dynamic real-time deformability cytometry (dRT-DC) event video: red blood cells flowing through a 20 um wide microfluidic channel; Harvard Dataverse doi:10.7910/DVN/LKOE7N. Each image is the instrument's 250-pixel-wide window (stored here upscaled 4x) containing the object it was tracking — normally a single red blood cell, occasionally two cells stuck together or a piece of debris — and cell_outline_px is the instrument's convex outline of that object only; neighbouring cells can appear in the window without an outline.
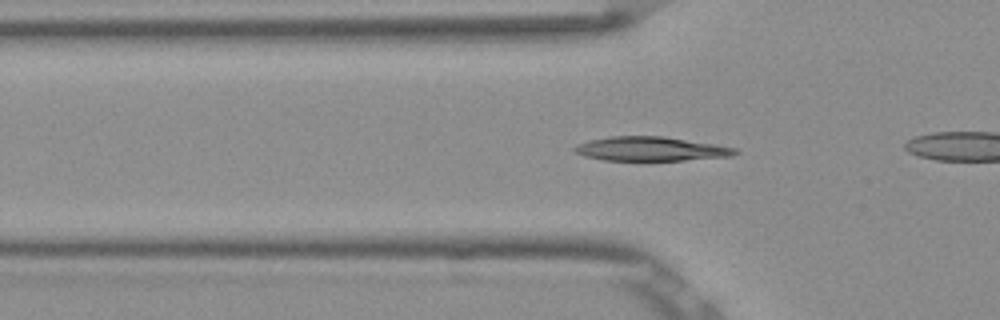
{"species": "Egyptian fruit bat (a non-hibernating species)", "species_latin": "Rousettus aegyptiacus", "temperature_condition": "room temperature", "stored_images_in_passage": 42, "camera_frame_rate_fps": 3000, "um_per_image_px": 0.085, "frame": {"image": 1, "passage_image": 11, "time_ms": 3.333, "image_size_px": [1000, 320], "cell_outline_px": [[740, 152], [732, 156], [684, 160], [604, 160], [584, 156], [572, 152], [572, 148], [588, 140], [608, 136], [664, 136], [736, 148]], "centroid_in_image_um": [55.28, 12.65], "position_along_channel_um": 70.5, "area_um2": 22.54}}
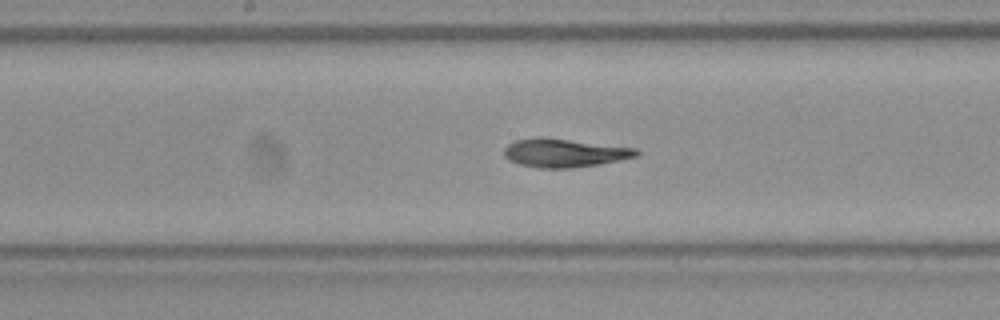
{"frame": {"image": 2, "passage_image": 21, "time_ms": 6.667, "image_size_px": [1000, 320], "cell_outline_px": [[640, 152], [636, 156], [620, 160], [572, 168], [540, 168], [520, 164], [508, 160], [504, 156], [504, 148], [508, 144], [516, 140], [536, 136], [540, 136], [636, 148]], "centroid_in_image_um": [47.92, 12.98], "position_along_channel_um": 200.3, "area_um2": 21.91}}
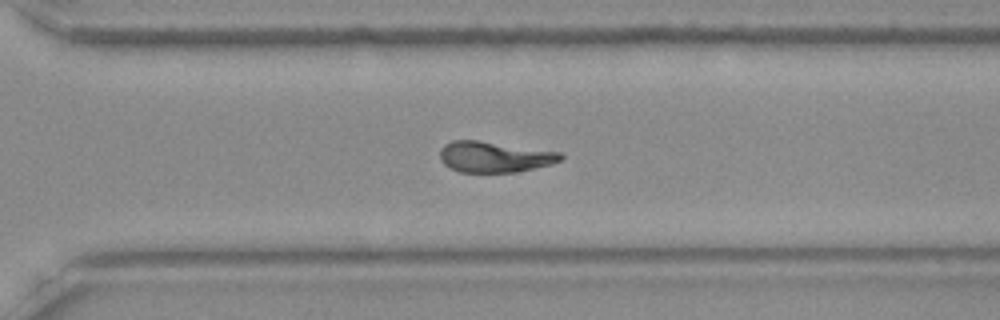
{"frame": {"image": 3, "passage_image": 31, "time_ms": 10.0, "image_size_px": [1000, 320], "cell_outline_px": [[564, 160], [552, 164], [516, 172], [460, 172], [448, 168], [440, 160], [440, 148], [444, 144], [452, 140], [480, 140], [560, 152], [564, 156]], "centroid_in_image_um": [42.02, 13.33], "position_along_channel_um": 328.6, "area_um2": 21.96}, "authors_computed_cell_mechanics": {"area_um2": 21.9351, "velocity_mm_per_s": 3.8646, "shape_relaxation_time_tau1_ms": null, "shape_relaxation_time_tau2_ms": 5.9197, "deformation_change_tau1": null, "deformation_change_tau2": 0.1105}}